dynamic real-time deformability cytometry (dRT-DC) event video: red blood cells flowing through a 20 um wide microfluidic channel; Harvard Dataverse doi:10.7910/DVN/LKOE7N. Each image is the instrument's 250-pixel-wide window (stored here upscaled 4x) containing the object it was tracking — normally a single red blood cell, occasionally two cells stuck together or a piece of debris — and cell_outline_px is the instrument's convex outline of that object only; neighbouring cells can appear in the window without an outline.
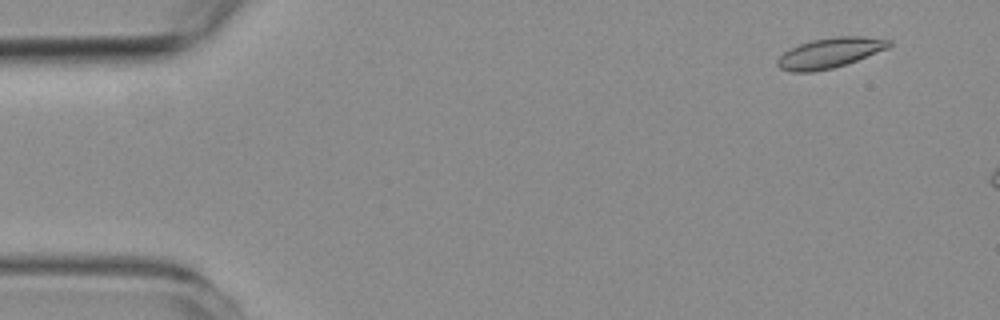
{"species": "common noctule bat (a hibernating species)", "species_latin": "Nyctalus noctula", "temperature_condition": "room temperature", "stored_images_in_passage": 12, "camera_frame_rate_fps": 3000, "um_per_image_px": 0.085, "animal": {"sex": "female", "body_mass_g": 19.3, "forearm_length_mm": 54.1}, "frame": {"image": 1, "passage_image": 4, "time_ms": 1.0, "image_size_px": [1000, 320], "cell_outline_px": [[892, 44], [888, 48], [856, 60], [832, 68], [812, 72], [792, 72], [780, 68], [776, 64], [776, 60], [784, 52], [800, 44], [812, 40], [832, 36], [864, 36], [892, 40]], "centroid_in_image_um": [70.53, 4.48], "position_along_channel_um": 14.5, "area_um2": 19.48}}